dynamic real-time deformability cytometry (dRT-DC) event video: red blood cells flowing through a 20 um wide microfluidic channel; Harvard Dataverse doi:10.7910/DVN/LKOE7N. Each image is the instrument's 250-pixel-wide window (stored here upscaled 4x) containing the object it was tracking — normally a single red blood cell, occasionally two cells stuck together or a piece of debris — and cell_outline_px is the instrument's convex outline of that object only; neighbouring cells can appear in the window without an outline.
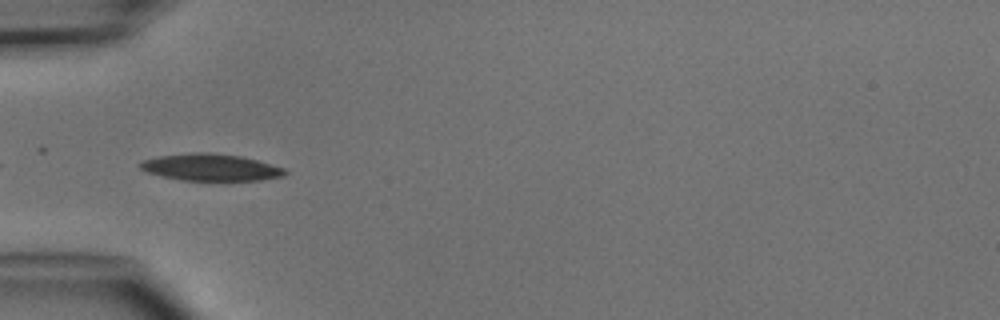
{"species": "common noctule bat (a hibernating species)", "species_latin": "Nyctalus noctula", "temperature_condition": "cold", "stored_images_in_passage": 6, "camera_frame_rate_fps": 3000, "um_per_image_px": 0.085, "animal": {"sex": "male", "body_mass_g": 15.6}, "frame": {"image": 1, "passage_image": 5, "time_ms": 5.0, "image_size_px": [1000, 320], "cell_outline_px": [[288, 172], [284, 176], [260, 180], [184, 180], [164, 176], [148, 172], [140, 168], [140, 164], [144, 160], [160, 156], [192, 152], [208, 152], [240, 156], [256, 160], [284, 168]], "centroid_in_image_um": [17.95, 14.22], "position_along_channel_um": 67.1, "area_um2": 22.31}}